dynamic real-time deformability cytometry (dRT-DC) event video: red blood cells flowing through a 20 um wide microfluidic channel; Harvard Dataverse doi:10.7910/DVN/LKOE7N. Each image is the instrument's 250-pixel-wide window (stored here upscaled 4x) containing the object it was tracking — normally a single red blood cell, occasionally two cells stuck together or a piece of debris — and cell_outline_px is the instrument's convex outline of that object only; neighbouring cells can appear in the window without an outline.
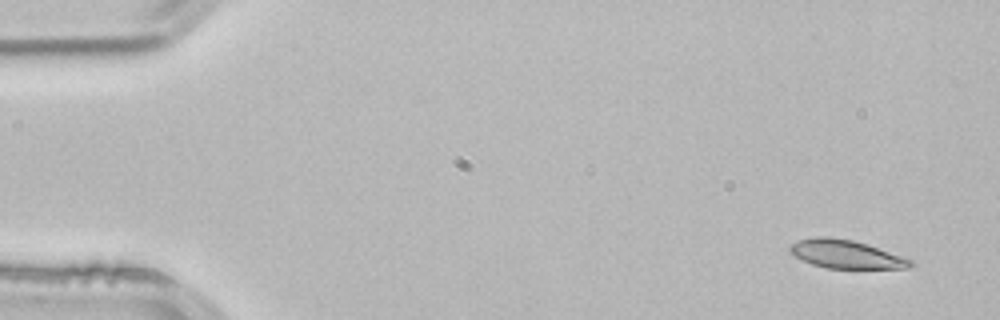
{"species": "common noctule bat (a hibernating species)", "species_latin": "Nyctalus noctula", "temperature_condition": "room temperature", "stored_images_in_passage": 3, "camera_frame_rate_fps": 3000, "um_per_image_px": 0.085, "animal": {"sex": "male", "body_mass_g": 21.5, "forearm_length_mm": 52.0}, "frame": {"image": 1, "passage_image": 1, "time_ms": 0.0, "image_size_px": [1000, 320], "cell_outline_px": [[912, 264], [908, 268], [828, 268], [812, 264], [796, 256], [788, 248], [792, 244], [800, 240], [816, 236], [824, 236], [852, 240], [912, 260]], "centroid_in_image_um": [71.87, 21.61], "position_along_channel_um": 13.1, "area_um2": 19.19}}
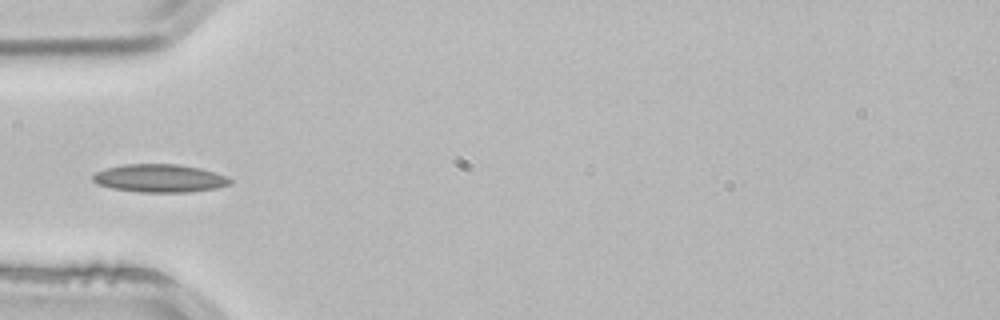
{"frame": {"image": 2, "passage_image": 3, "time_ms": 0.667, "image_size_px": [1000, 320], "cell_outline_px": [[232, 184], [216, 188], [188, 192], [140, 192], [112, 188], [96, 184], [92, 180], [92, 176], [96, 172], [104, 168], [124, 164], [176, 164], [200, 168], [224, 176], [232, 180]], "centroid_in_image_um": [13.52, 15.15], "position_along_channel_um": 71.5, "area_um2": 22.37}}